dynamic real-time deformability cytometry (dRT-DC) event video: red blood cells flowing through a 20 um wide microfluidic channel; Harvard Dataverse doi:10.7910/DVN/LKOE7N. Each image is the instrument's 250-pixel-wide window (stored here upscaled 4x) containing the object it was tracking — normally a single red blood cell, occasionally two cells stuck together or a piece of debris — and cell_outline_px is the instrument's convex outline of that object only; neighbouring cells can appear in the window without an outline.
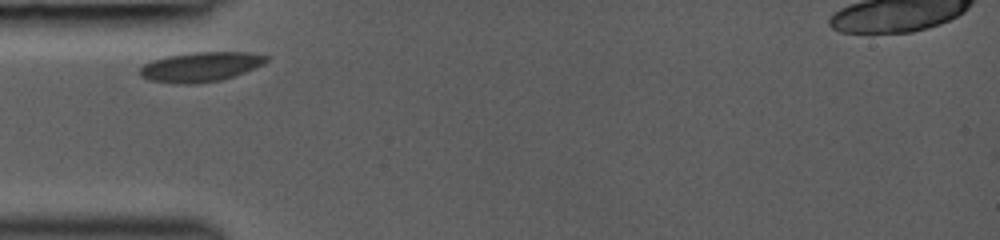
{"species": "common noctule bat (a hibernating species)", "species_latin": "Nyctalus noctula", "temperature_condition": "room temperature", "stored_images_in_passage": 18, "camera_frame_rate_fps": 3000, "um_per_image_px": 0.085, "animal": {"sex": "female", "body_mass_g": 19.0, "forearm_length_mm": 53.3}, "frame": {"image": 1, "passage_image": 1, "time_ms": 0.0, "image_size_px": [1000, 240], "cell_outline_px": [[272, 56], [264, 64], [244, 72], [220, 80], [196, 84], [176, 84], [148, 80], [140, 76], [140, 68], [144, 64], [152, 60], [168, 56], [196, 52], [248, 52]], "centroid_in_image_um": [17.06, 5.68], "position_along_channel_um": 67.9, "area_um2": 21.91}}
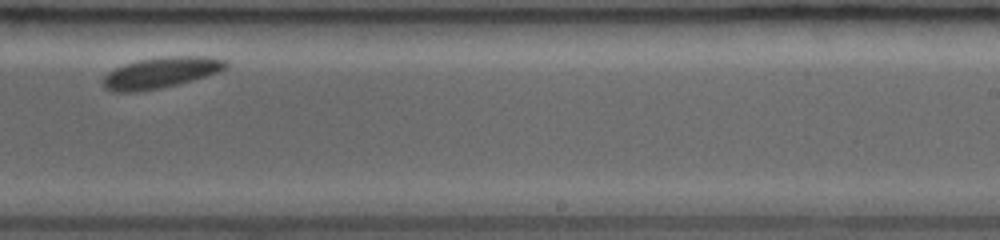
{"frame": {"image": 2, "passage_image": 12, "time_ms": 5.333, "image_size_px": [1000, 240], "cell_outline_px": [[228, 68], [220, 72], [192, 80], [160, 88], [140, 92], [112, 92], [104, 88], [104, 76], [108, 72], [124, 64], [140, 60], [164, 56], [208, 56], [224, 60], [228, 64]], "centroid_in_image_um": [13.69, 6.18], "position_along_channel_um": 275.3, "area_um2": 22.14}}
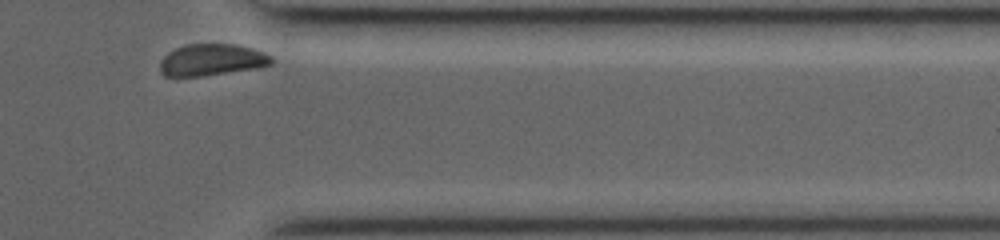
{"frame": {"image": 3, "passage_image": 18, "time_ms": 8.333, "image_size_px": [1000, 240], "cell_outline_px": [[276, 60], [272, 64], [260, 68], [200, 76], [164, 76], [160, 72], [160, 60], [168, 52], [184, 44], [236, 44], [252, 48], [264, 52], [272, 56]], "centroid_in_image_um": [18.04, 5.08], "position_along_channel_um": 393.4, "area_um2": 20.87}}